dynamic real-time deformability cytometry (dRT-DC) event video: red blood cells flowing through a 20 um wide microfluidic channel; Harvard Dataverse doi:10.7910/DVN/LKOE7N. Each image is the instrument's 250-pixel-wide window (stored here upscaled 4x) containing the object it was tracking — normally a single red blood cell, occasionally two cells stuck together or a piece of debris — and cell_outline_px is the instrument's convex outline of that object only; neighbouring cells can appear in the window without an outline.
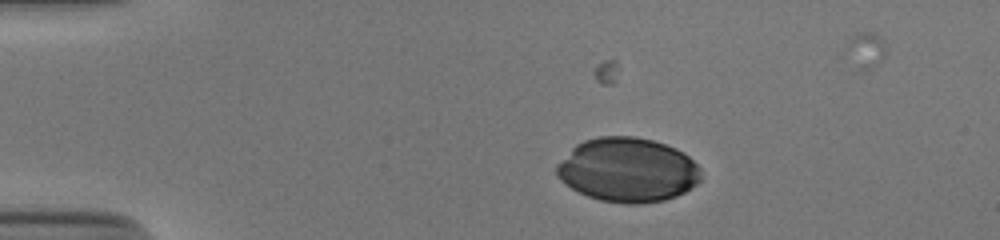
{"species": "human", "species_latin": "Homo sapiens", "temperature_condition": "cold", "stored_images_in_passage": 53, "camera_frame_rate_fps": 3000, "um_per_image_px": 0.085, "donor": {"sex": "male"}, "frame": {"image": 1, "passage_image": 15, "time_ms": 4.667, "image_size_px": [1000, 240], "cell_outline_px": [[700, 180], [696, 184], [684, 192], [676, 196], [664, 200], [640, 204], [624, 204], [600, 200], [588, 196], [564, 184], [556, 176], [556, 164], [576, 144], [584, 140], [600, 136], [636, 136], [652, 140], [676, 148], [688, 156], [700, 168]], "centroid_in_image_um": [53.33, 14.44], "position_along_channel_um": 31.7, "area_um2": 54.16}}